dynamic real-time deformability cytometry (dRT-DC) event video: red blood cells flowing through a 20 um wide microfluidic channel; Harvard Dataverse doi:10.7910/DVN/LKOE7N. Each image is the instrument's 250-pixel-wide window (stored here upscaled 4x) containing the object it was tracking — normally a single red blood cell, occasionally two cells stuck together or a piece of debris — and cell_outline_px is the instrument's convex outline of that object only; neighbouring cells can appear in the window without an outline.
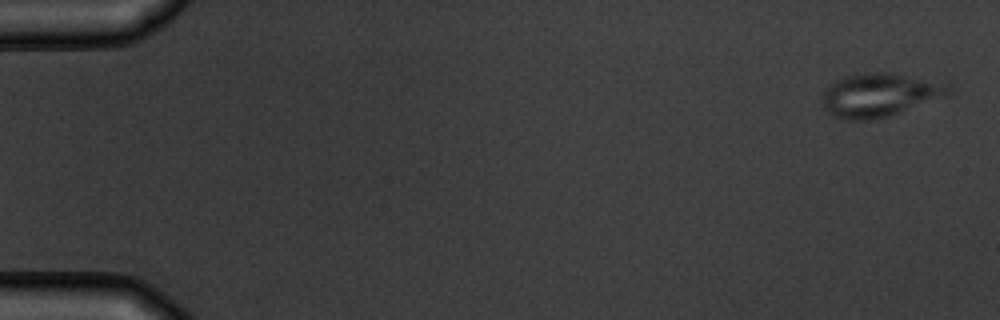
{"species": "common noctule bat (a hibernating species)", "species_latin": "Nyctalus noctula", "temperature_condition": "warm", "stored_images_in_passage": 6, "camera_frame_rate_fps": 3000, "um_per_image_px": 0.085, "animal": {"sex": "male", "body_mass_g": 19.5, "forearm_length_mm": 54.6}, "frame": {"image": 1, "passage_image": 1, "time_ms": 0.0, "image_size_px": [1000, 320], "cell_outline_px": [[956, 92], [952, 96], [888, 116], [872, 120], [844, 120], [832, 116], [824, 108], [820, 100], [824, 88], [828, 84], [844, 76], [868, 72], [888, 72], [948, 80], [952, 84]], "centroid_in_image_um": [74.91, 8.05], "position_along_channel_um": 10.1, "area_um2": 33.81}}